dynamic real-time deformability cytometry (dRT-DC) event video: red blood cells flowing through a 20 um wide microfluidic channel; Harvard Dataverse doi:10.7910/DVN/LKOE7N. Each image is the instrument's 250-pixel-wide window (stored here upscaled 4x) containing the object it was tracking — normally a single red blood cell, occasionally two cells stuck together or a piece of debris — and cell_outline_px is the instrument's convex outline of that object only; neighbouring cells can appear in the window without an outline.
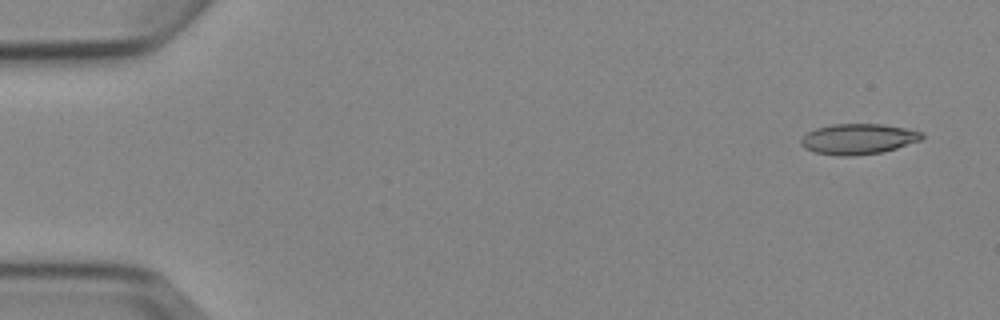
{"species": "Egyptian fruit bat (a non-hibernating species)", "species_latin": "Rousettus aegyptiacus", "temperature_condition": "cold", "stored_images_in_passage": 4, "camera_frame_rate_fps": 3000, "um_per_image_px": 0.085, "animal": {"sex": "female"}, "frame": {"image": 1, "passage_image": 1, "time_ms": 0.0, "image_size_px": [1000, 320], "cell_outline_px": [[924, 136], [920, 140], [896, 148], [880, 152], [852, 156], [836, 156], [816, 152], [804, 148], [800, 144], [800, 140], [808, 132], [816, 128], [832, 124], [880, 124], [904, 128], [924, 132]], "centroid_in_image_um": [72.93, 11.81], "position_along_channel_um": 12.1, "area_um2": 21.39}}
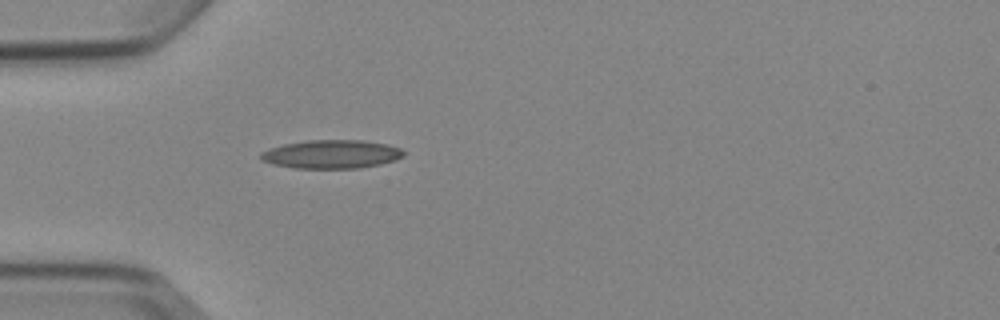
{"frame": {"image": 2, "passage_image": 4, "time_ms": 4.333, "image_size_px": [1000, 320], "cell_outline_px": [[404, 156], [396, 160], [380, 164], [360, 168], [296, 168], [272, 164], [260, 160], [260, 152], [268, 148], [284, 144], [308, 140], [364, 140], [388, 144], [400, 148], [404, 152]], "centroid_in_image_um": [28.17, 13.1], "position_along_channel_um": 56.8, "area_um2": 23.93}}